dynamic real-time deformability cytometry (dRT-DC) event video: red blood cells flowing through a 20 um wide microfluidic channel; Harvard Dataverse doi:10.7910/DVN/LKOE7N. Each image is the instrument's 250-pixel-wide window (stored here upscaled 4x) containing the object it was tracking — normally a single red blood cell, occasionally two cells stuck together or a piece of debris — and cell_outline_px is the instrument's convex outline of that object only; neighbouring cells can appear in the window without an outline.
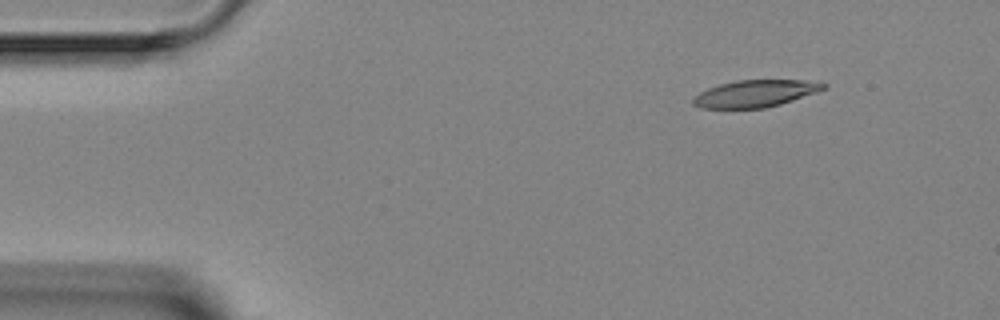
{"species": "Egyptian fruit bat (a non-hibernating species)", "species_latin": "Rousettus aegyptiacus", "temperature_condition": "room temperature", "stored_images_in_passage": 4, "camera_frame_rate_fps": 3000, "um_per_image_px": 0.085, "animal": {"sex": "female"}, "frame": {"image": 1, "passage_image": 1, "time_ms": 0.0, "image_size_px": [1000, 320], "cell_outline_px": [[828, 88], [780, 104], [764, 108], [700, 108], [692, 104], [692, 100], [700, 92], [708, 88], [720, 84], [736, 80], [804, 80], [828, 84]], "centroid_in_image_um": [64.19, 7.95], "position_along_channel_um": 20.8, "area_um2": 20.4}}
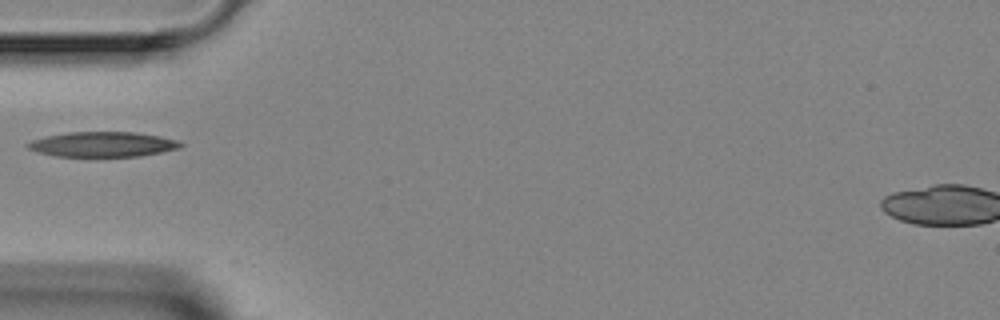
{"frame": {"image": 2, "passage_image": 4, "time_ms": 3.333, "image_size_px": [1000, 320], "cell_outline_px": [[184, 144], [180, 148], [140, 156], [56, 156], [36, 152], [28, 148], [24, 144], [32, 140], [44, 136], [68, 132], [136, 132], [180, 140]], "centroid_in_image_um": [8.71, 12.26], "position_along_channel_um": 76.3, "area_um2": 22.37}}